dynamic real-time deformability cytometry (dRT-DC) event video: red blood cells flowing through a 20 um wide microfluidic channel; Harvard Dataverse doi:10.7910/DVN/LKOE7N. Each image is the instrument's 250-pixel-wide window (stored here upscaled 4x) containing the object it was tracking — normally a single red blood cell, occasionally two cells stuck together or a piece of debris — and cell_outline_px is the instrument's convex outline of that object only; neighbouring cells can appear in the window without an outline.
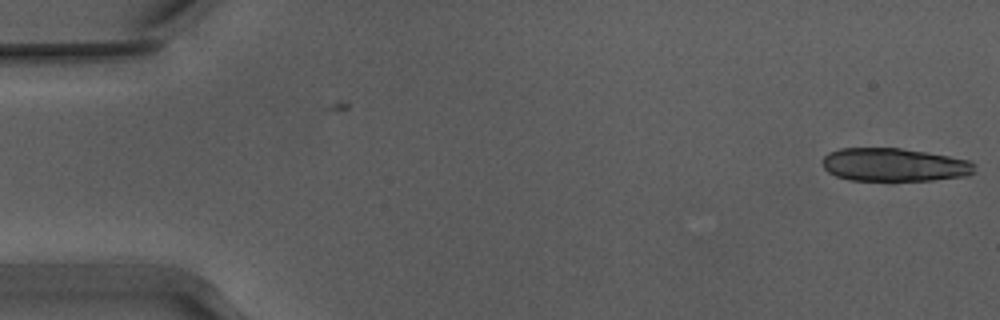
{"species": "Egyptian fruit bat (a non-hibernating species)", "species_latin": "Rousettus aegyptiacus", "temperature_condition": "warm", "stored_images_in_passage": 5, "camera_frame_rate_fps": 3000, "um_per_image_px": 0.085, "animal": {"sex": "male"}, "frame": {"image": 1, "passage_image": 5, "time_ms": 1.333, "image_size_px": [1000, 320], "cell_outline_px": [[976, 164], [972, 172], [968, 176], [932, 180], [892, 184], [848, 180], [836, 176], [828, 172], [824, 168], [824, 156], [828, 152], [840, 148], [900, 148], [928, 152], [972, 160]], "centroid_in_image_um": [76.02, 14.05], "position_along_channel_um": 9.0, "area_um2": 30.81}}